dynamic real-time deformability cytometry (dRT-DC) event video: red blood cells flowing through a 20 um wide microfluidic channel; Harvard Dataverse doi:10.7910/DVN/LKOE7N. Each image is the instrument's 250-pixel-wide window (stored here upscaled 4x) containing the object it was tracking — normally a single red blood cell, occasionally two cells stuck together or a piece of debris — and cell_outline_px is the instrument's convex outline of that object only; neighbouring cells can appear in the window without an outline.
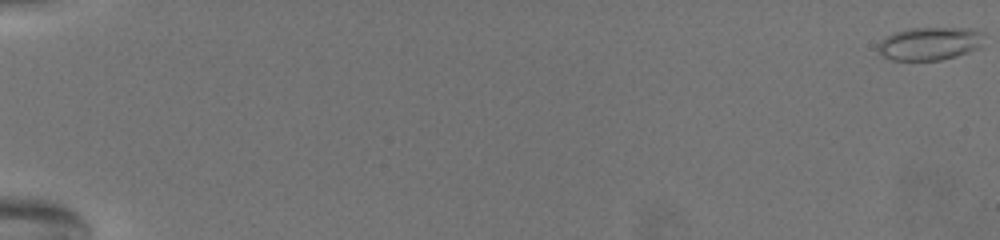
{"species": "common noctule bat (a hibernating species)", "species_latin": "Nyctalus noctula", "temperature_condition": "warm", "stored_images_in_passage": 72, "camera_frame_rate_fps": 3000, "um_per_image_px": 0.085, "animal": {"sex": "female", "body_mass_g": 19.5, "forearm_length_mm": 54.1}, "frame": {"image": 1, "passage_image": 1, "time_ms": 0.0, "image_size_px": [1000, 240], "cell_outline_px": [[984, 48], [956, 56], [940, 60], [892, 60], [880, 56], [876, 48], [880, 40], [896, 32], [912, 28], [968, 28], [984, 32]], "centroid_in_image_um": [79.08, 3.71], "position_along_channel_um": 5.9, "area_um2": 20.87}}
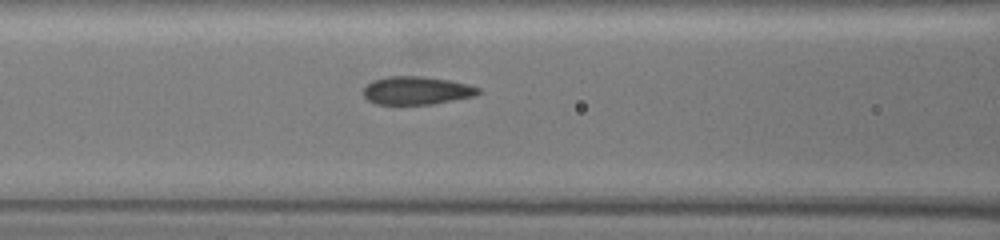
{"frame": {"image": 2, "passage_image": 35, "time_ms": 11.333, "image_size_px": [1000, 240], "cell_outline_px": [[484, 92], [476, 96], [432, 104], [376, 104], [368, 100], [364, 96], [364, 88], [372, 80], [388, 76], [424, 76], [448, 80], [468, 84], [480, 88]], "centroid_in_image_um": [35.46, 7.69], "position_along_channel_um": 131.1, "area_um2": 18.96}}
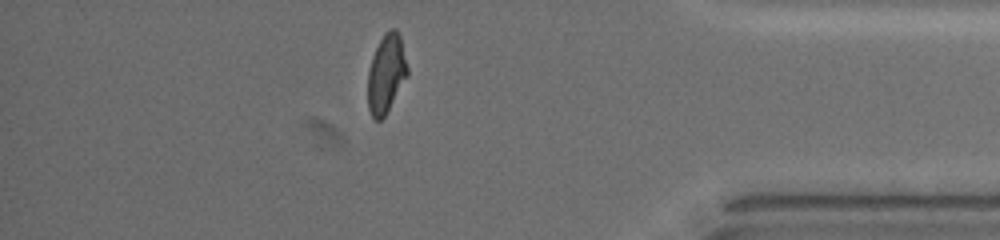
{"frame": {"image": 3, "passage_image": 64, "time_ms": 21.0, "image_size_px": [1000, 240], "cell_outline_px": [[408, 76], [384, 116], [380, 120], [376, 120], [372, 116], [368, 108], [368, 72], [372, 56], [384, 32], [392, 28], [396, 28], [400, 36], [408, 68]], "centroid_in_image_um": [32.83, 6.24], "position_along_channel_um": 402.4, "area_um2": 18.03}, "authors_computed_cell_mechanics": {"area_um2": 19.1896, "velocity_mm_per_s": 3.0797, "shape_relaxation_time_tau1_ms": 5.1526, "shape_relaxation_time_tau2_ms": null, "deformation_change_tau1": 0.1871, "deformation_change_tau2": null}}